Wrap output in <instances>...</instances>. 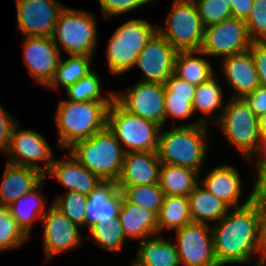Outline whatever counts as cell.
<instances>
[{"instance_id": "8992f818", "label": "cell", "mask_w": 266, "mask_h": 266, "mask_svg": "<svg viewBox=\"0 0 266 266\" xmlns=\"http://www.w3.org/2000/svg\"><path fill=\"white\" fill-rule=\"evenodd\" d=\"M157 32L146 19H130L119 26L109 39L106 57L108 68L114 75H123L135 67L139 53Z\"/></svg>"}, {"instance_id": "6da1fadb", "label": "cell", "mask_w": 266, "mask_h": 266, "mask_svg": "<svg viewBox=\"0 0 266 266\" xmlns=\"http://www.w3.org/2000/svg\"><path fill=\"white\" fill-rule=\"evenodd\" d=\"M214 254L220 266L251 262L254 254L261 253L255 266H265L260 236V218L253 201L240 208H232L211 227Z\"/></svg>"}, {"instance_id": "5b68a950", "label": "cell", "mask_w": 266, "mask_h": 266, "mask_svg": "<svg viewBox=\"0 0 266 266\" xmlns=\"http://www.w3.org/2000/svg\"><path fill=\"white\" fill-rule=\"evenodd\" d=\"M214 122L246 159L256 156L261 143L258 117L243 98H231Z\"/></svg>"}, {"instance_id": "ac0fdd59", "label": "cell", "mask_w": 266, "mask_h": 266, "mask_svg": "<svg viewBox=\"0 0 266 266\" xmlns=\"http://www.w3.org/2000/svg\"><path fill=\"white\" fill-rule=\"evenodd\" d=\"M123 195L114 181H101L87 195L86 228L93 224H110L117 219Z\"/></svg>"}, {"instance_id": "ffe728a7", "label": "cell", "mask_w": 266, "mask_h": 266, "mask_svg": "<svg viewBox=\"0 0 266 266\" xmlns=\"http://www.w3.org/2000/svg\"><path fill=\"white\" fill-rule=\"evenodd\" d=\"M161 161L157 152L142 151L124 154L118 186L159 183Z\"/></svg>"}, {"instance_id": "d590c367", "label": "cell", "mask_w": 266, "mask_h": 266, "mask_svg": "<svg viewBox=\"0 0 266 266\" xmlns=\"http://www.w3.org/2000/svg\"><path fill=\"white\" fill-rule=\"evenodd\" d=\"M73 224L86 228L87 195L66 191L57 196L53 203Z\"/></svg>"}, {"instance_id": "3957f363", "label": "cell", "mask_w": 266, "mask_h": 266, "mask_svg": "<svg viewBox=\"0 0 266 266\" xmlns=\"http://www.w3.org/2000/svg\"><path fill=\"white\" fill-rule=\"evenodd\" d=\"M111 102L60 100L54 115L59 149H68L77 141L90 138L105 128Z\"/></svg>"}, {"instance_id": "f1b7e54d", "label": "cell", "mask_w": 266, "mask_h": 266, "mask_svg": "<svg viewBox=\"0 0 266 266\" xmlns=\"http://www.w3.org/2000/svg\"><path fill=\"white\" fill-rule=\"evenodd\" d=\"M198 52H178L174 74L189 84L198 86L214 76L213 67L207 59L195 56ZM195 56V57H194Z\"/></svg>"}, {"instance_id": "e0dca14e", "label": "cell", "mask_w": 266, "mask_h": 266, "mask_svg": "<svg viewBox=\"0 0 266 266\" xmlns=\"http://www.w3.org/2000/svg\"><path fill=\"white\" fill-rule=\"evenodd\" d=\"M43 244L46 260L81 243L80 227L73 224L54 204L43 215Z\"/></svg>"}, {"instance_id": "7c38bea8", "label": "cell", "mask_w": 266, "mask_h": 266, "mask_svg": "<svg viewBox=\"0 0 266 266\" xmlns=\"http://www.w3.org/2000/svg\"><path fill=\"white\" fill-rule=\"evenodd\" d=\"M175 231L180 266H220L214 254L209 224L191 222Z\"/></svg>"}, {"instance_id": "60d3db41", "label": "cell", "mask_w": 266, "mask_h": 266, "mask_svg": "<svg viewBox=\"0 0 266 266\" xmlns=\"http://www.w3.org/2000/svg\"><path fill=\"white\" fill-rule=\"evenodd\" d=\"M153 0H99L102 15L105 19L128 13L134 9L152 2Z\"/></svg>"}, {"instance_id": "bcb514c9", "label": "cell", "mask_w": 266, "mask_h": 266, "mask_svg": "<svg viewBox=\"0 0 266 266\" xmlns=\"http://www.w3.org/2000/svg\"><path fill=\"white\" fill-rule=\"evenodd\" d=\"M243 99L257 117L266 113V88L259 86Z\"/></svg>"}, {"instance_id": "8fae6325", "label": "cell", "mask_w": 266, "mask_h": 266, "mask_svg": "<svg viewBox=\"0 0 266 266\" xmlns=\"http://www.w3.org/2000/svg\"><path fill=\"white\" fill-rule=\"evenodd\" d=\"M114 100L127 112L165 126V85L138 81L123 93L114 92Z\"/></svg>"}, {"instance_id": "d4e9b609", "label": "cell", "mask_w": 266, "mask_h": 266, "mask_svg": "<svg viewBox=\"0 0 266 266\" xmlns=\"http://www.w3.org/2000/svg\"><path fill=\"white\" fill-rule=\"evenodd\" d=\"M134 266H180L175 243L163 239L160 235L139 242Z\"/></svg>"}, {"instance_id": "83f0119b", "label": "cell", "mask_w": 266, "mask_h": 266, "mask_svg": "<svg viewBox=\"0 0 266 266\" xmlns=\"http://www.w3.org/2000/svg\"><path fill=\"white\" fill-rule=\"evenodd\" d=\"M199 175L187 167L161 163L159 185L165 196H188L199 183Z\"/></svg>"}, {"instance_id": "e575fe53", "label": "cell", "mask_w": 266, "mask_h": 266, "mask_svg": "<svg viewBox=\"0 0 266 266\" xmlns=\"http://www.w3.org/2000/svg\"><path fill=\"white\" fill-rule=\"evenodd\" d=\"M91 238L101 247L112 253L119 252L127 239L124 236L121 223L116 219L110 224L96 223L88 228Z\"/></svg>"}, {"instance_id": "44dd1931", "label": "cell", "mask_w": 266, "mask_h": 266, "mask_svg": "<svg viewBox=\"0 0 266 266\" xmlns=\"http://www.w3.org/2000/svg\"><path fill=\"white\" fill-rule=\"evenodd\" d=\"M227 82L236 91L233 98H244L260 86L258 73L250 50L221 59Z\"/></svg>"}, {"instance_id": "5bb4252c", "label": "cell", "mask_w": 266, "mask_h": 266, "mask_svg": "<svg viewBox=\"0 0 266 266\" xmlns=\"http://www.w3.org/2000/svg\"><path fill=\"white\" fill-rule=\"evenodd\" d=\"M63 3L57 0H17V26L24 37H51Z\"/></svg>"}, {"instance_id": "4dcf8cb0", "label": "cell", "mask_w": 266, "mask_h": 266, "mask_svg": "<svg viewBox=\"0 0 266 266\" xmlns=\"http://www.w3.org/2000/svg\"><path fill=\"white\" fill-rule=\"evenodd\" d=\"M92 57L90 55H70L66 60L61 58L55 76L47 87L58 90L60 86L66 89L75 84L92 71L90 67Z\"/></svg>"}, {"instance_id": "681fc988", "label": "cell", "mask_w": 266, "mask_h": 266, "mask_svg": "<svg viewBox=\"0 0 266 266\" xmlns=\"http://www.w3.org/2000/svg\"><path fill=\"white\" fill-rule=\"evenodd\" d=\"M258 128H259V133L260 136H265L266 135V113L261 114L258 117Z\"/></svg>"}, {"instance_id": "4316f807", "label": "cell", "mask_w": 266, "mask_h": 266, "mask_svg": "<svg viewBox=\"0 0 266 266\" xmlns=\"http://www.w3.org/2000/svg\"><path fill=\"white\" fill-rule=\"evenodd\" d=\"M44 180L32 191L25 193L8 207L10 214L23 231L30 236L33 222L37 219L42 220L46 213L47 202L42 197V193L38 191L44 185Z\"/></svg>"}, {"instance_id": "ba28073f", "label": "cell", "mask_w": 266, "mask_h": 266, "mask_svg": "<svg viewBox=\"0 0 266 266\" xmlns=\"http://www.w3.org/2000/svg\"><path fill=\"white\" fill-rule=\"evenodd\" d=\"M96 26L93 13L64 7L51 38L57 46L60 44L68 55L92 56L98 40Z\"/></svg>"}, {"instance_id": "836d02e7", "label": "cell", "mask_w": 266, "mask_h": 266, "mask_svg": "<svg viewBox=\"0 0 266 266\" xmlns=\"http://www.w3.org/2000/svg\"><path fill=\"white\" fill-rule=\"evenodd\" d=\"M223 91L215 79V75L208 81L196 86V92L192 103L193 112L201 111L204 116L209 117L217 108H225L223 105Z\"/></svg>"}, {"instance_id": "2e32d148", "label": "cell", "mask_w": 266, "mask_h": 266, "mask_svg": "<svg viewBox=\"0 0 266 266\" xmlns=\"http://www.w3.org/2000/svg\"><path fill=\"white\" fill-rule=\"evenodd\" d=\"M23 58L35 82L47 87L53 80L61 51L51 37H24Z\"/></svg>"}, {"instance_id": "30bf717a", "label": "cell", "mask_w": 266, "mask_h": 266, "mask_svg": "<svg viewBox=\"0 0 266 266\" xmlns=\"http://www.w3.org/2000/svg\"><path fill=\"white\" fill-rule=\"evenodd\" d=\"M252 42L245 21L231 17L204 27V38L198 54L224 58L249 50Z\"/></svg>"}, {"instance_id": "c3c4849f", "label": "cell", "mask_w": 266, "mask_h": 266, "mask_svg": "<svg viewBox=\"0 0 266 266\" xmlns=\"http://www.w3.org/2000/svg\"><path fill=\"white\" fill-rule=\"evenodd\" d=\"M254 0H230L232 17L246 21L250 15Z\"/></svg>"}, {"instance_id": "74e56055", "label": "cell", "mask_w": 266, "mask_h": 266, "mask_svg": "<svg viewBox=\"0 0 266 266\" xmlns=\"http://www.w3.org/2000/svg\"><path fill=\"white\" fill-rule=\"evenodd\" d=\"M204 27L232 17L230 0H193Z\"/></svg>"}, {"instance_id": "9a60e30c", "label": "cell", "mask_w": 266, "mask_h": 266, "mask_svg": "<svg viewBox=\"0 0 266 266\" xmlns=\"http://www.w3.org/2000/svg\"><path fill=\"white\" fill-rule=\"evenodd\" d=\"M177 53L167 39L157 31L137 58L135 66L145 75L140 81L164 84L174 74Z\"/></svg>"}, {"instance_id": "7a4b0ae2", "label": "cell", "mask_w": 266, "mask_h": 266, "mask_svg": "<svg viewBox=\"0 0 266 266\" xmlns=\"http://www.w3.org/2000/svg\"><path fill=\"white\" fill-rule=\"evenodd\" d=\"M201 119L167 131L160 129L157 153L161 163L187 167L201 174L208 151V118Z\"/></svg>"}, {"instance_id": "603a6c76", "label": "cell", "mask_w": 266, "mask_h": 266, "mask_svg": "<svg viewBox=\"0 0 266 266\" xmlns=\"http://www.w3.org/2000/svg\"><path fill=\"white\" fill-rule=\"evenodd\" d=\"M65 160H54L47 176H54L67 191L88 195L101 182L90 170L80 164L68 151Z\"/></svg>"}, {"instance_id": "277c9868", "label": "cell", "mask_w": 266, "mask_h": 266, "mask_svg": "<svg viewBox=\"0 0 266 266\" xmlns=\"http://www.w3.org/2000/svg\"><path fill=\"white\" fill-rule=\"evenodd\" d=\"M68 151L101 181L119 179L125 152L108 126L90 138L77 141Z\"/></svg>"}, {"instance_id": "ab89813d", "label": "cell", "mask_w": 266, "mask_h": 266, "mask_svg": "<svg viewBox=\"0 0 266 266\" xmlns=\"http://www.w3.org/2000/svg\"><path fill=\"white\" fill-rule=\"evenodd\" d=\"M193 100L194 96L165 93V124L169 116L173 120H182L191 117L194 114L192 107Z\"/></svg>"}, {"instance_id": "1f68e13d", "label": "cell", "mask_w": 266, "mask_h": 266, "mask_svg": "<svg viewBox=\"0 0 266 266\" xmlns=\"http://www.w3.org/2000/svg\"><path fill=\"white\" fill-rule=\"evenodd\" d=\"M123 197L130 203L153 211L157 216L164 200V192L159 183L138 186H118Z\"/></svg>"}, {"instance_id": "f907efd6", "label": "cell", "mask_w": 266, "mask_h": 266, "mask_svg": "<svg viewBox=\"0 0 266 266\" xmlns=\"http://www.w3.org/2000/svg\"><path fill=\"white\" fill-rule=\"evenodd\" d=\"M258 186L262 189V190H264V191H266V177L258 184Z\"/></svg>"}, {"instance_id": "7dc6e473", "label": "cell", "mask_w": 266, "mask_h": 266, "mask_svg": "<svg viewBox=\"0 0 266 266\" xmlns=\"http://www.w3.org/2000/svg\"><path fill=\"white\" fill-rule=\"evenodd\" d=\"M255 158H257L255 160ZM256 164V183L259 184L266 177V135L261 137V143L259 147V151L251 160Z\"/></svg>"}, {"instance_id": "8d00e7d4", "label": "cell", "mask_w": 266, "mask_h": 266, "mask_svg": "<svg viewBox=\"0 0 266 266\" xmlns=\"http://www.w3.org/2000/svg\"><path fill=\"white\" fill-rule=\"evenodd\" d=\"M29 236L10 214L7 205H0V251L22 246Z\"/></svg>"}, {"instance_id": "f6af8a7d", "label": "cell", "mask_w": 266, "mask_h": 266, "mask_svg": "<svg viewBox=\"0 0 266 266\" xmlns=\"http://www.w3.org/2000/svg\"><path fill=\"white\" fill-rule=\"evenodd\" d=\"M165 93H173L181 96H194L196 86L189 84L187 81L180 79L175 74H172L165 82Z\"/></svg>"}, {"instance_id": "d6986e66", "label": "cell", "mask_w": 266, "mask_h": 266, "mask_svg": "<svg viewBox=\"0 0 266 266\" xmlns=\"http://www.w3.org/2000/svg\"><path fill=\"white\" fill-rule=\"evenodd\" d=\"M199 183H202L201 186L221 199L232 209L248 205L252 201L254 190L258 185L255 182L247 200H245L243 204H239V198L242 192L240 175L237 169L227 164L211 169L206 177L199 181Z\"/></svg>"}, {"instance_id": "f546056e", "label": "cell", "mask_w": 266, "mask_h": 266, "mask_svg": "<svg viewBox=\"0 0 266 266\" xmlns=\"http://www.w3.org/2000/svg\"><path fill=\"white\" fill-rule=\"evenodd\" d=\"M192 222L187 196H165L158 214V235L164 229L177 230Z\"/></svg>"}, {"instance_id": "484cf974", "label": "cell", "mask_w": 266, "mask_h": 266, "mask_svg": "<svg viewBox=\"0 0 266 266\" xmlns=\"http://www.w3.org/2000/svg\"><path fill=\"white\" fill-rule=\"evenodd\" d=\"M187 197L192 222L207 224L209 221H215L214 223H217L231 209L199 183Z\"/></svg>"}, {"instance_id": "9c48e42d", "label": "cell", "mask_w": 266, "mask_h": 266, "mask_svg": "<svg viewBox=\"0 0 266 266\" xmlns=\"http://www.w3.org/2000/svg\"><path fill=\"white\" fill-rule=\"evenodd\" d=\"M165 23L157 31L177 52L200 51L204 26L193 1L174 0Z\"/></svg>"}, {"instance_id": "d6a6232c", "label": "cell", "mask_w": 266, "mask_h": 266, "mask_svg": "<svg viewBox=\"0 0 266 266\" xmlns=\"http://www.w3.org/2000/svg\"><path fill=\"white\" fill-rule=\"evenodd\" d=\"M101 90V79L93 70L75 84L65 89L69 101L86 102L114 100V92H109L110 96L103 97Z\"/></svg>"}, {"instance_id": "b9f144b4", "label": "cell", "mask_w": 266, "mask_h": 266, "mask_svg": "<svg viewBox=\"0 0 266 266\" xmlns=\"http://www.w3.org/2000/svg\"><path fill=\"white\" fill-rule=\"evenodd\" d=\"M249 50L256 66L259 84L266 88V41L252 42Z\"/></svg>"}, {"instance_id": "cb8c5ba5", "label": "cell", "mask_w": 266, "mask_h": 266, "mask_svg": "<svg viewBox=\"0 0 266 266\" xmlns=\"http://www.w3.org/2000/svg\"><path fill=\"white\" fill-rule=\"evenodd\" d=\"M117 220L126 239H139L140 242L158 235V216L149 209L128 202L124 197Z\"/></svg>"}, {"instance_id": "4fadbf2b", "label": "cell", "mask_w": 266, "mask_h": 266, "mask_svg": "<svg viewBox=\"0 0 266 266\" xmlns=\"http://www.w3.org/2000/svg\"><path fill=\"white\" fill-rule=\"evenodd\" d=\"M17 126H14L11 134L7 161L37 169L46 176L54 162L49 143L40 133L24 129L18 131ZM37 162L43 164L39 166Z\"/></svg>"}, {"instance_id": "52a82bcc", "label": "cell", "mask_w": 266, "mask_h": 266, "mask_svg": "<svg viewBox=\"0 0 266 266\" xmlns=\"http://www.w3.org/2000/svg\"><path fill=\"white\" fill-rule=\"evenodd\" d=\"M107 126L121 146L124 145L122 148L125 153L158 150L159 132L163 128L127 112L115 100L108 109Z\"/></svg>"}, {"instance_id": "f35d334b", "label": "cell", "mask_w": 266, "mask_h": 266, "mask_svg": "<svg viewBox=\"0 0 266 266\" xmlns=\"http://www.w3.org/2000/svg\"><path fill=\"white\" fill-rule=\"evenodd\" d=\"M253 42L266 41V0H254L251 12L245 21Z\"/></svg>"}, {"instance_id": "7402d4cb", "label": "cell", "mask_w": 266, "mask_h": 266, "mask_svg": "<svg viewBox=\"0 0 266 266\" xmlns=\"http://www.w3.org/2000/svg\"><path fill=\"white\" fill-rule=\"evenodd\" d=\"M0 186V205L9 206L19 197L32 191L46 177L37 169L6 161Z\"/></svg>"}, {"instance_id": "ee69618b", "label": "cell", "mask_w": 266, "mask_h": 266, "mask_svg": "<svg viewBox=\"0 0 266 266\" xmlns=\"http://www.w3.org/2000/svg\"><path fill=\"white\" fill-rule=\"evenodd\" d=\"M16 121L0 104V151L6 152Z\"/></svg>"}, {"instance_id": "7bdbcfd3", "label": "cell", "mask_w": 266, "mask_h": 266, "mask_svg": "<svg viewBox=\"0 0 266 266\" xmlns=\"http://www.w3.org/2000/svg\"><path fill=\"white\" fill-rule=\"evenodd\" d=\"M252 201L255 203L260 218V236L263 254L266 257V191L258 185L254 190Z\"/></svg>"}]
</instances>
